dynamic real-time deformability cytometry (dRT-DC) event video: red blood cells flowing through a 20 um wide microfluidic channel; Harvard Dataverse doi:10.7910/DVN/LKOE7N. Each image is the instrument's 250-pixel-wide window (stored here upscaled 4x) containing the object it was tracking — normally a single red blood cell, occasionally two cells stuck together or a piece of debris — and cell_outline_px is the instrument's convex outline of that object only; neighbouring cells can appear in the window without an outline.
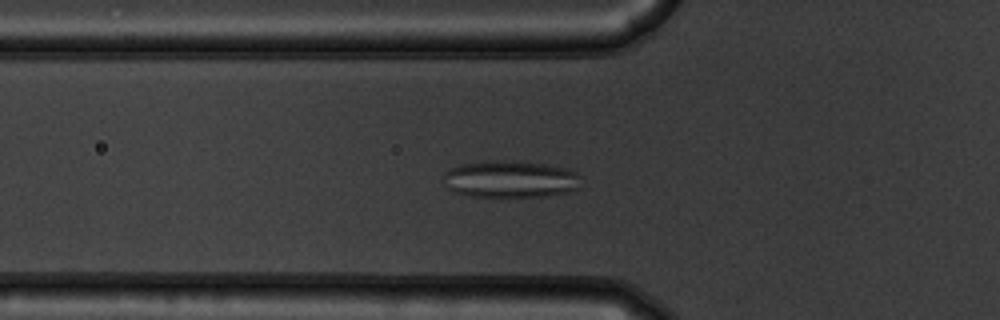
{"species": "common noctule bat (a hibernating species)", "species_latin": "Nyctalus noctula", "temperature_condition": "warm", "stored_images_in_passage": 54, "camera_frame_rate_fps": 3000, "um_per_image_px": 0.085, "animal": {"sex": "male", "body_mass_g": 19.5, "forearm_length_mm": 54.6}, "frame": {"image": 1, "passage_image": 19, "time_ms": 6.0, "image_size_px": [1000, 320], "cell_outline_px": [[580, 176], [576, 188], [568, 192], [544, 196], [472, 196], [452, 192], [444, 184], [444, 172], [460, 164], [484, 160], [516, 160], [544, 164], [568, 168], [576, 172]], "centroid_in_image_um": [43.33, 15.2], "position_along_channel_um": 82.5, "area_um2": 29.82}}
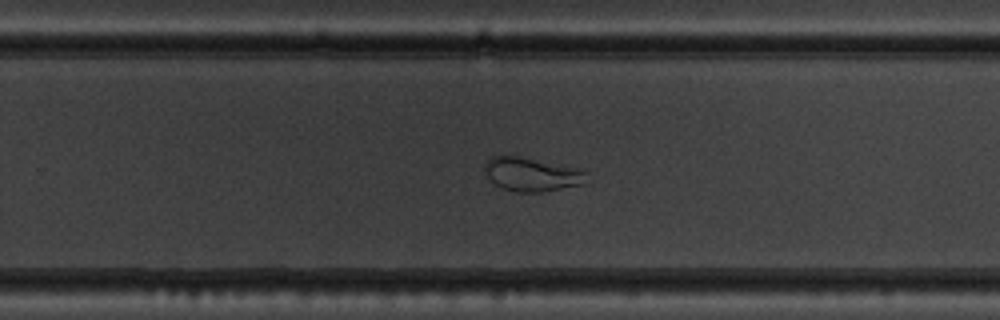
{"frame": {"image": 2, "passage_image": 35, "time_ms": 11.333, "image_size_px": [1000, 320], "cell_outline_px": [[588, 172], [584, 184], [544, 192], [516, 192], [504, 188], [496, 184], [488, 176], [484, 168], [484, 164], [492, 156], [520, 156], [580, 168]], "centroid_in_image_um": [45.25, 14.82], "position_along_channel_um": 284.5, "area_um2": 20.06}}
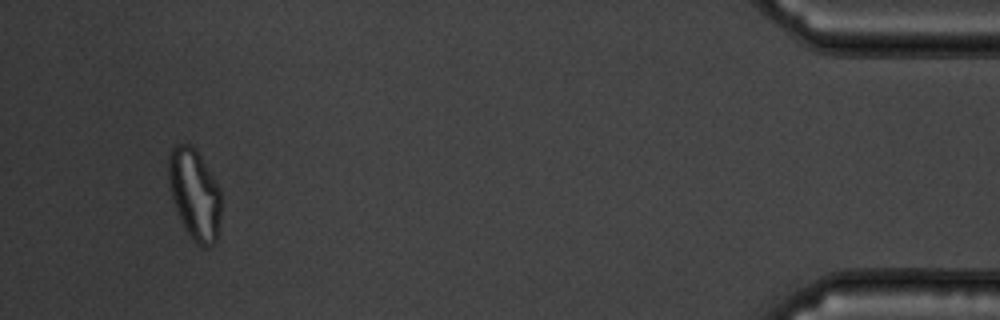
{"frame": {"image": 3, "passage_image": 51, "time_ms": 16.667, "image_size_px": [1000, 320], "cell_outline_px": [[220, 216], [216, 240], [208, 248], [204, 248], [196, 244], [188, 236], [184, 228], [176, 208], [172, 196], [168, 180], [168, 156], [172, 148], [176, 144], [188, 144], [200, 156], [220, 188]], "centroid_in_image_um": [16.53, 16.55], "position_along_channel_um": 418.7, "area_um2": 27.57}}